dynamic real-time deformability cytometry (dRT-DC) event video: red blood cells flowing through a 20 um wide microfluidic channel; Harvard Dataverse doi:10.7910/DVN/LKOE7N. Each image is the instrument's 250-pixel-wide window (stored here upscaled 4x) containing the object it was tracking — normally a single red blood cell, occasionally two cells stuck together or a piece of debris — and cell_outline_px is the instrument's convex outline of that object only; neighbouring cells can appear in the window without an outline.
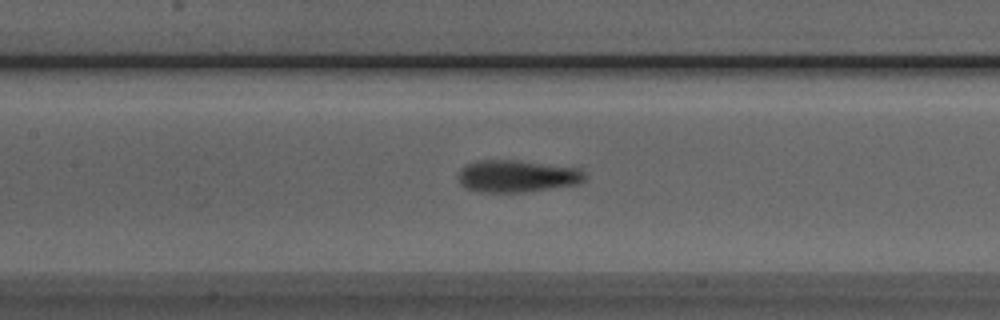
{"species": "Egyptian fruit bat (a non-hibernating species)", "species_latin": "Rousettus aegyptiacus", "temperature_condition": "room temperature", "stored_images_in_passage": 34, "camera_frame_rate_fps": 3000, "um_per_image_px": 0.085, "animal": {"sex": "male"}, "frame": {"image": 1, "passage_image": 10, "time_ms": 3.0, "image_size_px": [1000, 320], "cell_outline_px": [[588, 176], [580, 184], [524, 192], [480, 192], [464, 188], [460, 184], [460, 168], [464, 164], [476, 160], [512, 160], [580, 168]], "centroid_in_image_um": [43.95, 14.97], "position_along_channel_um": 163.5, "area_um2": 23.87}}
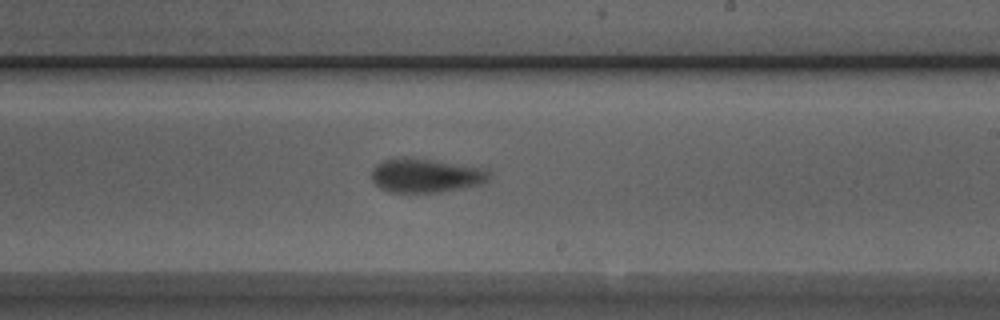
{"frame": {"image": 2, "passage_image": 17, "time_ms": 5.333, "image_size_px": [1000, 320], "cell_outline_px": [[492, 172], [488, 180], [484, 184], [464, 188], [440, 192], [388, 192], [380, 188], [372, 180], [372, 168], [376, 164], [384, 160], [428, 160], [484, 168]], "centroid_in_image_um": [36.25, 14.97], "position_along_channel_um": 252.8, "area_um2": 22.72}}
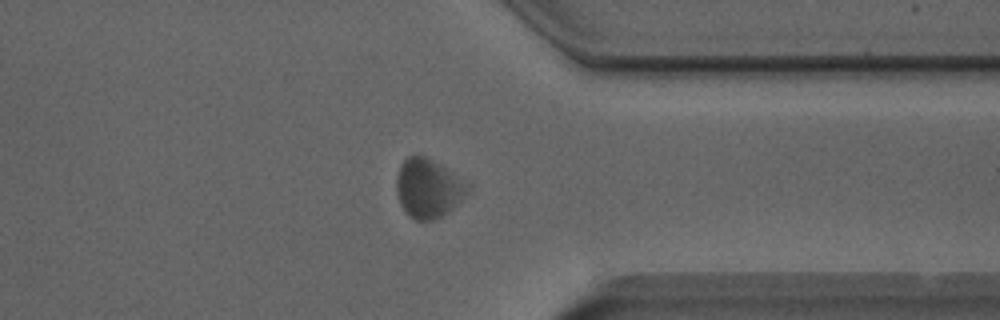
{"frame": {"image": 3, "passage_image": 27, "time_ms": 8.667, "image_size_px": [1000, 320], "cell_outline_px": [[468, 192], [448, 212], [436, 220], [416, 220], [400, 204], [396, 188], [396, 180], [400, 164], [408, 156], [424, 156], [440, 164], [452, 172], [468, 184]], "centroid_in_image_um": [36.38, 16.0], "position_along_channel_um": 375.0, "area_um2": 23.99}, "authors_computed_cell_mechanics": {"area_um2": 23.5824, "velocity_mm_per_s": 3.8395, "shape_relaxation_time_tau1_ms": 5.6691, "shape_relaxation_time_tau2_ms": 1.1931, "deformation_change_tau1": 0.1497, "deformation_change_tau2": 0.0621}}